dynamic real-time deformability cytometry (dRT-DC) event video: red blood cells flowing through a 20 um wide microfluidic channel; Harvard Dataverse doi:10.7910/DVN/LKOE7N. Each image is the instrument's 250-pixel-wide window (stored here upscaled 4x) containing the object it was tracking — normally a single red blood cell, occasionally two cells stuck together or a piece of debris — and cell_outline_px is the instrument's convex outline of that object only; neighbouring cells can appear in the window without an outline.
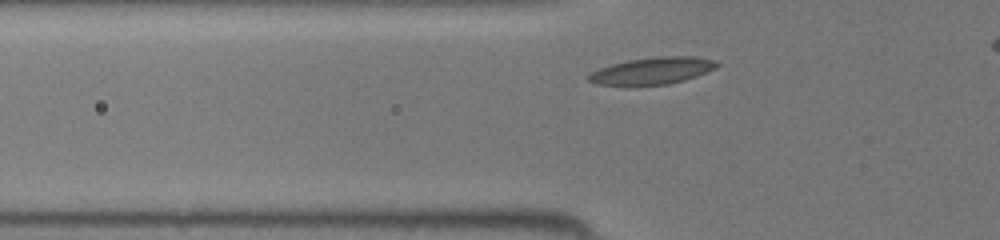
{"species": "common noctule bat (a hibernating species)", "species_latin": "Nyctalus noctula", "temperature_condition": "room temperature", "stored_images_in_passage": 29, "camera_frame_rate_fps": 3000, "um_per_image_px": 0.085, "animal": {"sex": "female", "body_mass_g": 19.5, "forearm_length_mm": 54.1}, "frame": {"image": 1, "passage_image": 4, "time_ms": 1.0, "image_size_px": [1000, 240], "cell_outline_px": [[720, 64], [716, 68], [696, 76], [684, 80], [668, 84], [628, 88], [596, 84], [588, 80], [588, 76], [592, 72], [600, 68], [612, 64], [628, 60], [656, 56], [692, 56], [716, 60]], "centroid_in_image_um": [55.41, 6.05], "position_along_channel_um": 70.4, "area_um2": 20.81}}
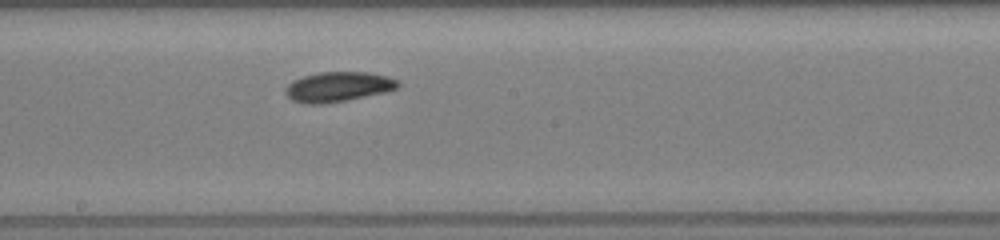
{"frame": {"image": 2, "passage_image": 14, "time_ms": 4.333, "image_size_px": [1000, 240], "cell_outline_px": [[400, 88], [384, 92], [348, 100], [320, 104], [304, 104], [292, 100], [284, 92], [288, 84], [304, 76], [320, 72], [368, 72], [388, 76], [396, 80], [400, 84]], "centroid_in_image_um": [28.76, 7.38], "position_along_channel_um": 219.4, "area_um2": 19.54}}
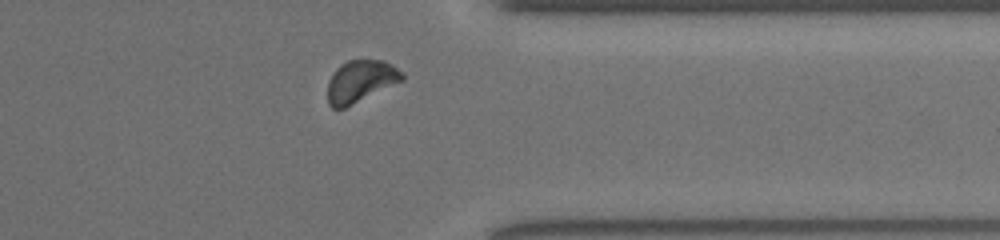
{"frame": {"image": 3, "passage_image": 25, "time_ms": 8.0, "image_size_px": [1000, 240], "cell_outline_px": [[404, 80], [344, 108], [332, 108], [328, 104], [328, 80], [336, 68], [340, 64], [348, 60], [384, 60], [392, 64], [404, 72]], "centroid_in_image_um": [30.66, 6.89], "position_along_channel_um": 380.7, "area_um2": 18.32}}